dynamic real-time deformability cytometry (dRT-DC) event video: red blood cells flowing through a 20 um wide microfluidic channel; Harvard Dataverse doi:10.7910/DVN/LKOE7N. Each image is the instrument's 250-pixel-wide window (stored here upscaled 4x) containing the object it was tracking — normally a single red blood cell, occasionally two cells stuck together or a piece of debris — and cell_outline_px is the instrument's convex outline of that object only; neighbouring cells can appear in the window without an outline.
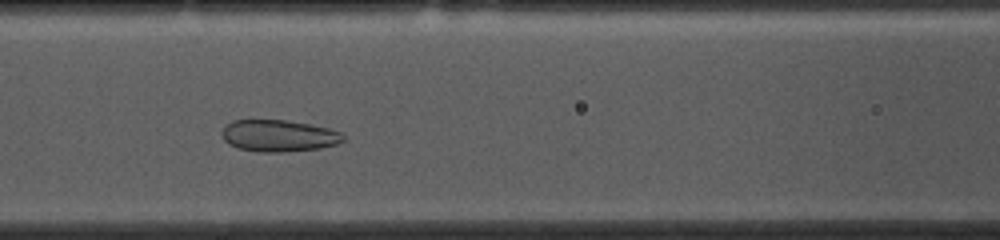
{"species": "common noctule bat (a hibernating species)", "species_latin": "Nyctalus noctula", "temperature_condition": "cold", "stored_images_in_passage": 42, "camera_frame_rate_fps": 3000, "um_per_image_px": 0.085, "animal": {"sex": "female", "body_mass_g": 10.0, "forearm_length_mm": 53.1}, "frame": {"image": 1, "passage_image": 18, "time_ms": 5.667, "image_size_px": [1000, 240], "cell_outline_px": [[344, 140], [336, 144], [320, 148], [280, 152], [256, 152], [236, 148], [228, 144], [224, 140], [220, 132], [232, 120], [284, 120], [308, 124], [328, 128], [340, 132], [344, 136]], "centroid_in_image_um": [23.65, 11.55], "position_along_channel_um": 143.0, "area_um2": 22.43}}
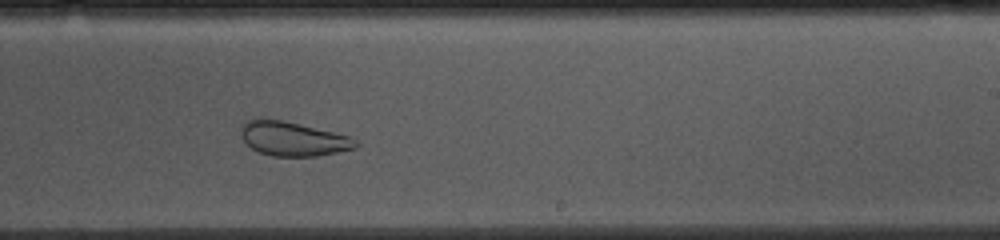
{"frame": {"image": 2, "passage_image": 28, "time_ms": 9.0, "image_size_px": [1000, 240], "cell_outline_px": [[360, 144], [356, 148], [316, 156], [272, 156], [260, 152], [252, 148], [240, 136], [240, 128], [244, 120], [252, 116], [260, 116], [280, 120], [332, 132], [348, 136], [356, 140]], "centroid_in_image_um": [24.81, 11.77], "position_along_channel_um": 264.2, "area_um2": 23.0}}
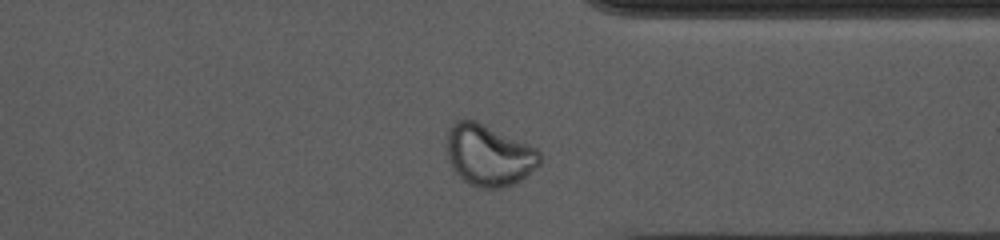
{"frame": {"image": 3, "passage_image": 37, "time_ms": 12.0, "image_size_px": [1000, 240], "cell_outline_px": [[540, 164], [520, 180], [512, 184], [500, 188], [480, 188], [464, 180], [452, 168], [448, 160], [444, 148], [444, 144], [448, 128], [456, 120], [476, 120], [536, 148], [540, 152]], "centroid_in_image_um": [41.49, 13.17], "position_along_channel_um": 369.9, "area_um2": 33.35}, "authors_computed_cell_mechanics": {"area_um2": 27.4261, "velocity_mm_per_s": 3.6426, "shape_relaxation_time_tau1_ms": null, "shape_relaxation_time_tau2_ms": 1.287, "deformation_change_tau1": null, "deformation_change_tau2": 0.0734}}